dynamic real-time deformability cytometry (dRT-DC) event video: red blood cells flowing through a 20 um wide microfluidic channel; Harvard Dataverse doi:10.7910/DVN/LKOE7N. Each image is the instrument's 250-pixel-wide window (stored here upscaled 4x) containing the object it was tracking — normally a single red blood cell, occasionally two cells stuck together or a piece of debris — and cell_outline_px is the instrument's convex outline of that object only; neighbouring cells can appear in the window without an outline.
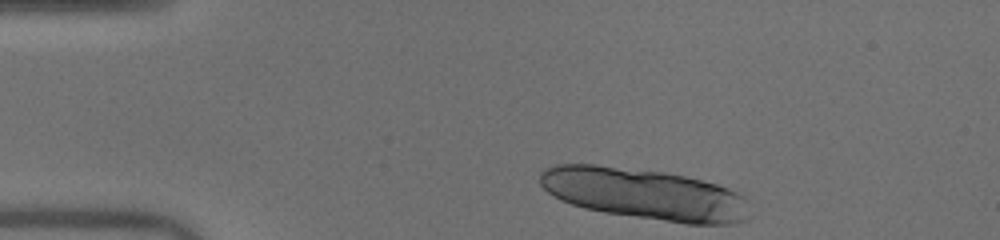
{"species": "human", "species_latin": "Homo sapiens", "temperature_condition": "warm", "stored_images_in_passage": 9, "camera_frame_rate_fps": 3000, "um_per_image_px": 0.085, "donor": {"sex": "male"}, "frame": {"image": 1, "passage_image": 1, "time_ms": 0.0, "image_size_px": [1000, 240], "cell_outline_px": [[752, 216], [748, 220], [732, 224], [688, 224], [604, 212], [584, 208], [560, 200], [548, 192], [540, 184], [540, 172], [544, 168], [556, 164], [596, 164], [664, 172], [684, 176], [716, 184], [728, 188], [744, 196]], "centroid_in_image_um": [54.81, 16.5], "position_along_channel_um": 30.2, "area_um2": 62.83}}